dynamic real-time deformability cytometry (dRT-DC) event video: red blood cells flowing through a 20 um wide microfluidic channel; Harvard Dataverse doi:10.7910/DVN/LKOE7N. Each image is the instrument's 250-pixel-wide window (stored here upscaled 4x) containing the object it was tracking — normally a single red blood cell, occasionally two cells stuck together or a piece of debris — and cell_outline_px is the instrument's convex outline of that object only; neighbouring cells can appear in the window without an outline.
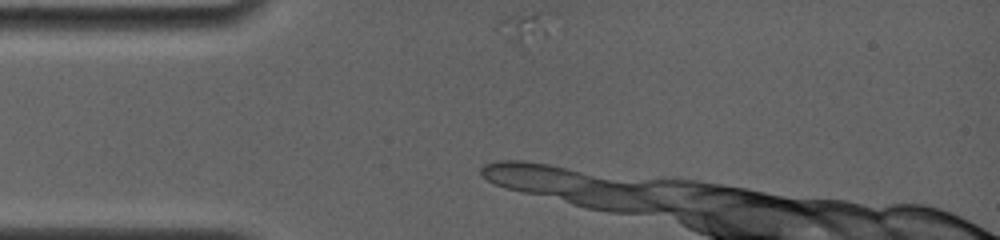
{"species": "common noctule bat (a hibernating species)", "species_latin": "Nyctalus noctula", "temperature_condition": "room temperature", "stored_images_in_passage": 5, "camera_frame_rate_fps": 4000, "um_per_image_px": 0.085, "animal": {"sex": "female", "body_mass_g": 19.0, "forearm_length_mm": 56.7}, "frame": {"image": 1, "passage_image": 1, "time_ms": 0.0, "image_size_px": [1000, 240], "cell_outline_px": [[556, 16], [548, 36], [524, 48], [516, 44], [496, 32], [492, 28], [500, 20], [516, 12], [556, 12]], "centroid_in_image_um": [44.7, 2.31], "position_along_channel_um": 40.3, "area_um2": 11.1}}